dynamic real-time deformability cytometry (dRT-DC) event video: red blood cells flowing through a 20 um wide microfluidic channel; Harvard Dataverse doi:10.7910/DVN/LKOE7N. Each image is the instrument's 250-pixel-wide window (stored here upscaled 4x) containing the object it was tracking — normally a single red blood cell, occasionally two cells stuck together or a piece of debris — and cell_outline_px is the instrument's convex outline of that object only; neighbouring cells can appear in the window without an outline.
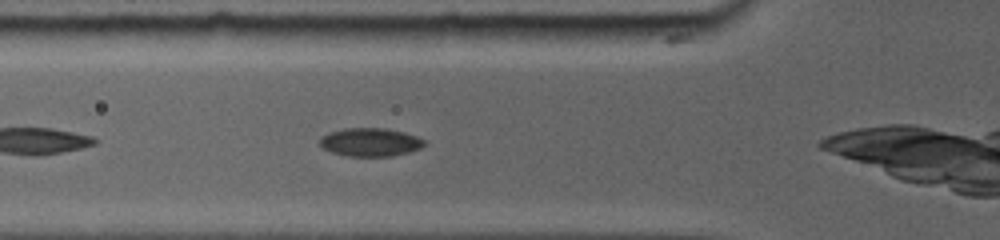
{"species": "common noctule bat (a hibernating species)", "species_latin": "Nyctalus noctula", "temperature_condition": "room temperature", "stored_images_in_passage": 54, "camera_frame_rate_fps": 5000, "um_per_image_px": 0.085, "animal": {"sex": "female", "body_mass_g": 19.0, "forearm_length_mm": 56.7}, "frame": {"image": 1, "passage_image": 10, "time_ms": 1.8, "image_size_px": [1000, 240], "cell_outline_px": [[424, 144], [420, 148], [408, 152], [392, 156], [348, 156], [332, 152], [324, 148], [320, 144], [320, 140], [324, 136], [332, 132], [348, 128], [380, 128], [400, 132], [416, 136], [424, 140]], "centroid_in_image_um": [31.48, 12.1], "position_along_channel_um": 94.3, "area_um2": 16.7}}
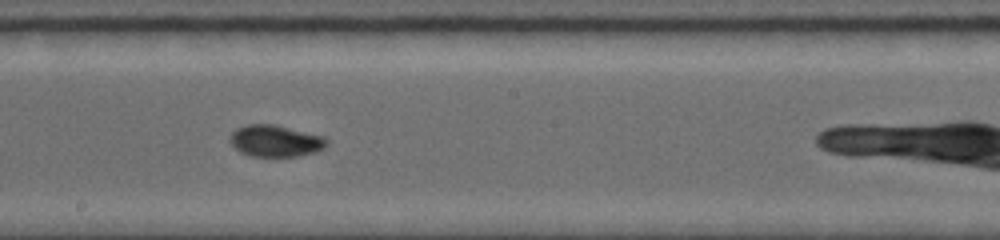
{"frame": {"image": 2, "passage_image": 24, "time_ms": 5.2, "image_size_px": [1000, 240], "cell_outline_px": [[328, 144], [324, 148], [312, 152], [296, 156], [252, 156], [240, 152], [228, 140], [232, 132], [236, 128], [248, 124], [272, 124], [324, 136], [328, 140]], "centroid_in_image_um": [23.39, 11.97], "position_along_channel_um": 224.8, "area_um2": 17.69}}
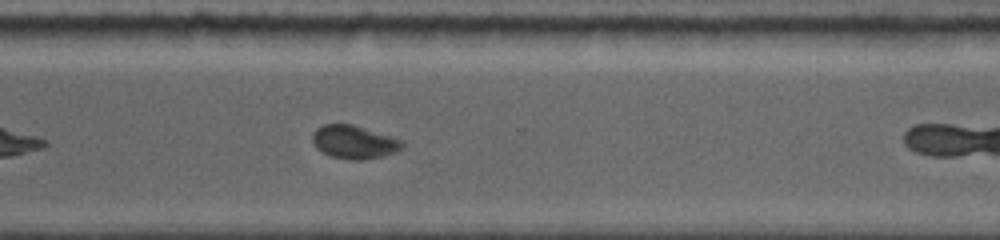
{"frame": {"image": 3, "passage_image": 37, "time_ms": 8.2, "image_size_px": [1000, 240], "cell_outline_px": [[404, 144], [396, 152], [384, 156], [364, 160], [352, 160], [332, 156], [316, 148], [312, 144], [312, 132], [316, 128], [324, 124], [352, 124], [404, 140]], "centroid_in_image_um": [30.09, 12.07], "position_along_channel_um": 340.5, "area_um2": 17.51}, "authors_computed_cell_mechanics": {"area_um2": 17.0799, "velocity_mm_per_s": 3.8531, "shape_relaxation_time_tau1_ms": null, "shape_relaxation_time_tau2_ms": 2.9382, "deformation_change_tau1": null, "deformation_change_tau2": 0.0511}}